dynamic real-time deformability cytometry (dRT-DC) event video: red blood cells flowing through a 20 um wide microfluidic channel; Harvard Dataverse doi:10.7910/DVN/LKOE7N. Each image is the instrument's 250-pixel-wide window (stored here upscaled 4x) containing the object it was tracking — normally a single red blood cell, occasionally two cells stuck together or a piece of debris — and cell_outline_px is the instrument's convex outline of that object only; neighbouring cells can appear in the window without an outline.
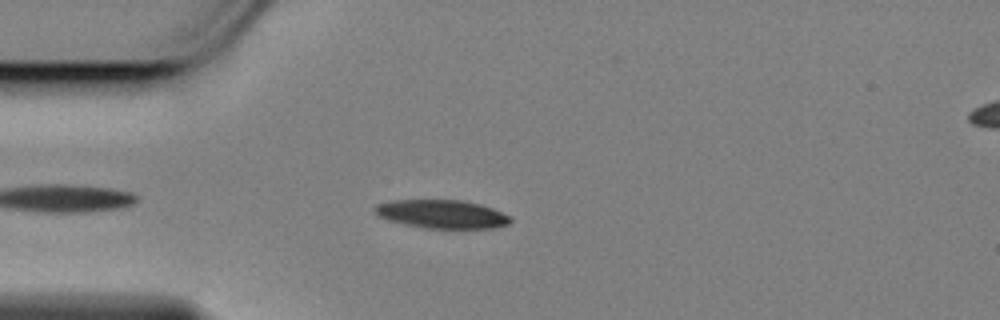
{"species": "Egyptian fruit bat (a non-hibernating species)", "species_latin": "Rousettus aegyptiacus", "temperature_condition": "cold", "stored_images_in_passage": 29, "camera_frame_rate_fps": 3000, "um_per_image_px": 0.085, "animal": {"sex": "female"}, "frame": {"image": 1, "passage_image": 3, "time_ms": 0.667, "image_size_px": [1000, 320], "cell_outline_px": [[512, 220], [508, 224], [496, 228], [424, 228], [404, 224], [388, 220], [380, 216], [372, 208], [376, 204], [396, 200], [460, 200], [480, 204], [492, 208], [512, 216]], "centroid_in_image_um": [37.59, 18.2], "position_along_channel_um": 47.4, "area_um2": 22.48}}
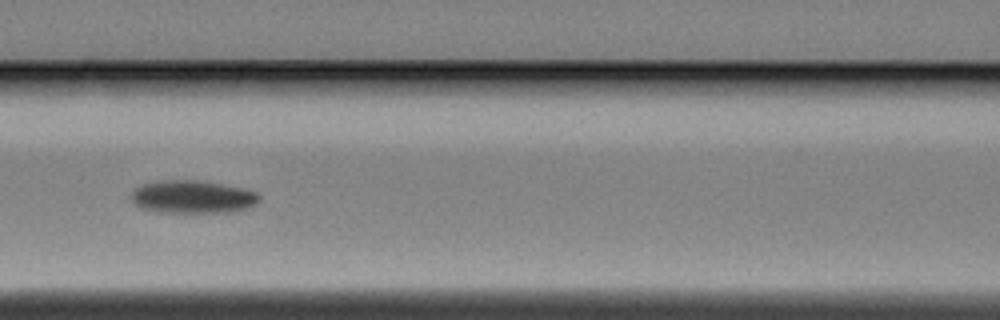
{"frame": {"image": 2, "passage_image": 13, "time_ms": 4.0, "image_size_px": [1000, 320], "cell_outline_px": [[260, 200], [256, 204], [248, 208], [232, 212], [156, 212], [140, 208], [132, 200], [132, 192], [136, 188], [144, 184], [160, 180], [196, 180], [220, 184], [240, 188], [256, 192], [260, 196]], "centroid_in_image_um": [16.37, 16.74], "position_along_channel_um": 150.2, "area_um2": 24.39}}
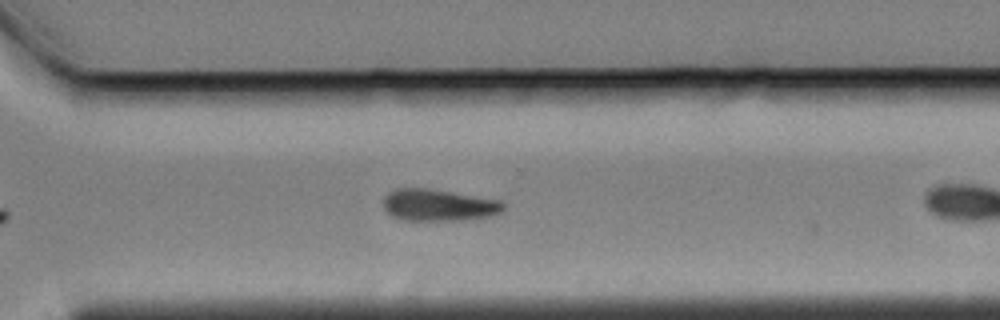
{"frame": {"image": 3, "passage_image": 25, "time_ms": 8.0, "image_size_px": [1000, 320], "cell_outline_px": [[504, 208], [496, 216], [460, 220], [404, 220], [392, 216], [384, 208], [384, 196], [388, 192], [396, 188], [432, 188], [500, 200], [504, 204]], "centroid_in_image_um": [37.29, 17.42], "position_along_channel_um": 333.3, "area_um2": 22.48}}